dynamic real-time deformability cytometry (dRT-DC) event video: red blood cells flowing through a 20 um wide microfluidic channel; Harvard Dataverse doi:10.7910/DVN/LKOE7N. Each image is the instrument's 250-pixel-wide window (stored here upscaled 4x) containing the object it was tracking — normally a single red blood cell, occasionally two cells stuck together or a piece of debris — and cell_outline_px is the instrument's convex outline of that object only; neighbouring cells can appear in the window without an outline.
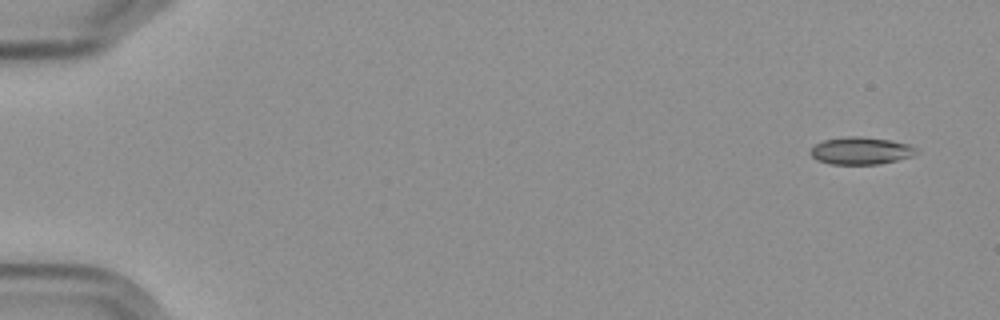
{"species": "Egyptian fruit bat (a non-hibernating species)", "species_latin": "Rousettus aegyptiacus", "temperature_condition": "cold", "stored_images_in_passage": 4, "camera_frame_rate_fps": 3000, "um_per_image_px": 0.085, "frame": {"image": 1, "passage_image": 1, "time_ms": 0.0, "image_size_px": [1000, 320], "cell_outline_px": [[920, 152], [912, 156], [880, 164], [832, 164], [816, 160], [808, 152], [816, 144], [824, 140], [848, 136], [856, 136], [888, 140], [912, 144]], "centroid_in_image_um": [73.19, 12.82], "position_along_channel_um": 11.8, "area_um2": 16.88}}